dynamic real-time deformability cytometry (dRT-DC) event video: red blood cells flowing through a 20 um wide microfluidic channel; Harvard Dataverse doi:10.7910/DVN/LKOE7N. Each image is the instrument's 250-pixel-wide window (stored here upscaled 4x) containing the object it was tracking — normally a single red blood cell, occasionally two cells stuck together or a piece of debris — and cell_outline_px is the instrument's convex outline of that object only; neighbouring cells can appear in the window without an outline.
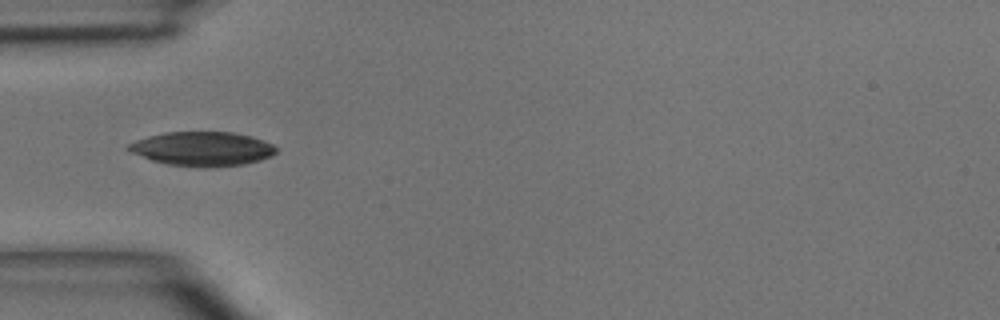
{"species": "common noctule bat (a hibernating species)", "species_latin": "Nyctalus noctula", "temperature_condition": "room temperature", "stored_images_in_passage": 3, "camera_frame_rate_fps": 3000, "um_per_image_px": 0.085, "animal": {"sex": "male", "body_mass_g": 15.6}, "frame": {"image": 1, "passage_image": 3, "time_ms": 2.333, "image_size_px": [1000, 320], "cell_outline_px": [[276, 152], [272, 156], [260, 160], [244, 164], [212, 168], [200, 168], [168, 164], [152, 160], [132, 152], [124, 148], [128, 144], [136, 140], [148, 136], [168, 132], [232, 132], [252, 136], [264, 140], [272, 144], [276, 148]], "centroid_in_image_um": [17.22, 12.66], "position_along_channel_um": 67.8, "area_um2": 29.59}}